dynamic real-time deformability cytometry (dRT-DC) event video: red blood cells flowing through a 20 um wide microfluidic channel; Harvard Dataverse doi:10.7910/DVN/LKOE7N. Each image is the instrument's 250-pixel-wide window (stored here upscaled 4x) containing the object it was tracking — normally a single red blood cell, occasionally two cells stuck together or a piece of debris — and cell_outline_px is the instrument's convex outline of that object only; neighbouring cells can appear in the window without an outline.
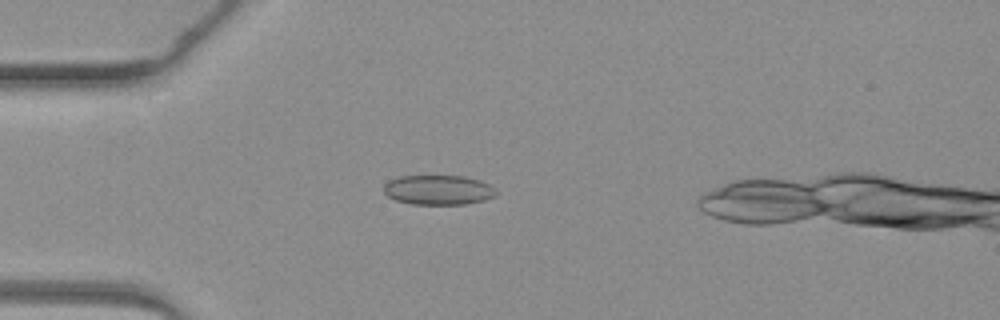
{"species": "common noctule bat (a hibernating species)", "species_latin": "Nyctalus noctula", "temperature_condition": "warm", "stored_images_in_passage": 5, "camera_frame_rate_fps": 3000, "um_per_image_px": 0.085, "animal": {"sex": "female", "body_mass_g": 19.3, "forearm_length_mm": 54.1}, "frame": {"image": 1, "passage_image": 3, "time_ms": 2.667, "image_size_px": [1000, 320], "cell_outline_px": [[496, 196], [484, 200], [464, 204], [412, 204], [396, 200], [388, 196], [384, 192], [384, 184], [388, 180], [400, 176], [464, 176], [480, 180], [496, 188]], "centroid_in_image_um": [37.26, 16.14], "position_along_channel_um": 47.7, "area_um2": 19.48}}